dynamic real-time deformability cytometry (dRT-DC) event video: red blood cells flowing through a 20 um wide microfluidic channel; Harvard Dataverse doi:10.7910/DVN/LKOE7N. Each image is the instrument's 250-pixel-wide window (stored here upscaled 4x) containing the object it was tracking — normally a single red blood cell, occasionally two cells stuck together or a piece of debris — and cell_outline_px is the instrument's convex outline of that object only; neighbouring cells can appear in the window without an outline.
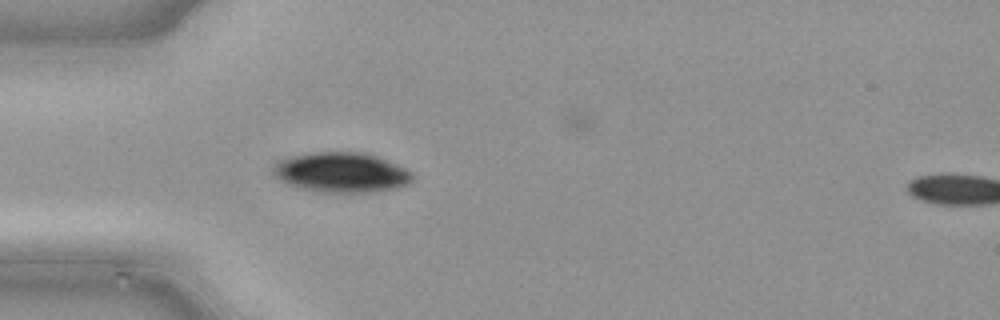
{"species": "common noctule bat (a hibernating species)", "species_latin": "Nyctalus noctula", "temperature_condition": "cold", "stored_images_in_passage": 17, "camera_frame_rate_fps": 3000, "um_per_image_px": 0.085, "animal": {"sex": "male", "body_mass_g": 21.5, "forearm_length_mm": 52.0}, "frame": {"image": 1, "passage_image": 7, "time_ms": 2.0, "image_size_px": [1000, 320], "cell_outline_px": [[412, 180], [408, 184], [376, 192], [316, 192], [300, 188], [288, 184], [272, 176], [272, 168], [280, 160], [292, 156], [316, 152], [364, 152], [376, 156], [396, 164], [412, 172]], "centroid_in_image_um": [28.98, 14.66], "position_along_channel_um": 56.0, "area_um2": 32.37}}